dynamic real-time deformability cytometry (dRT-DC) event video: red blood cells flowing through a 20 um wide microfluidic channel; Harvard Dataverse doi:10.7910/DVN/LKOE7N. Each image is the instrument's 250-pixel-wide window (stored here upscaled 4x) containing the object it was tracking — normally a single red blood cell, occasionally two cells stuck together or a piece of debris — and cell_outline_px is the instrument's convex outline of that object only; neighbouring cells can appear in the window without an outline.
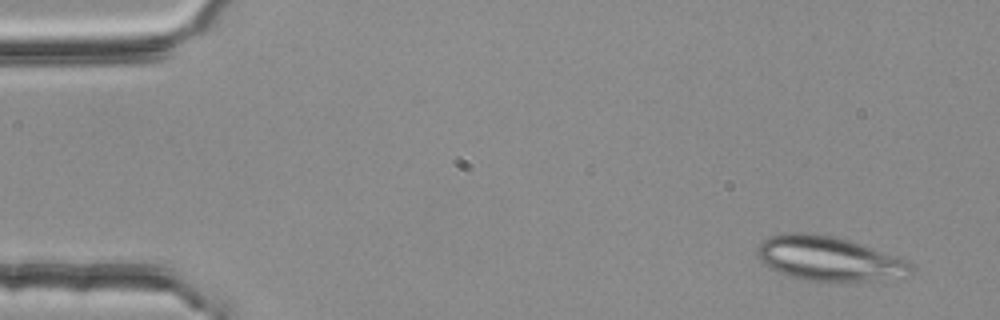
{"species": "common noctule bat (a hibernating species)", "species_latin": "Nyctalus noctula", "temperature_condition": "room temperature", "stored_images_in_passage": 3, "camera_frame_rate_fps": 3000, "um_per_image_px": 0.085, "animal": {"sex": "female", "body_mass_g": 25.1}, "frame": {"image": 1, "passage_image": 1, "time_ms": 0.0, "image_size_px": [1000, 320], "cell_outline_px": [[916, 268], [912, 276], [872, 280], [808, 280], [788, 276], [768, 268], [760, 260], [756, 252], [760, 244], [764, 240], [772, 236], [788, 232], [804, 232], [828, 236], [848, 240], [904, 260], [912, 264]], "centroid_in_image_um": [70.44, 21.99], "position_along_channel_um": 14.6, "area_um2": 39.07}}